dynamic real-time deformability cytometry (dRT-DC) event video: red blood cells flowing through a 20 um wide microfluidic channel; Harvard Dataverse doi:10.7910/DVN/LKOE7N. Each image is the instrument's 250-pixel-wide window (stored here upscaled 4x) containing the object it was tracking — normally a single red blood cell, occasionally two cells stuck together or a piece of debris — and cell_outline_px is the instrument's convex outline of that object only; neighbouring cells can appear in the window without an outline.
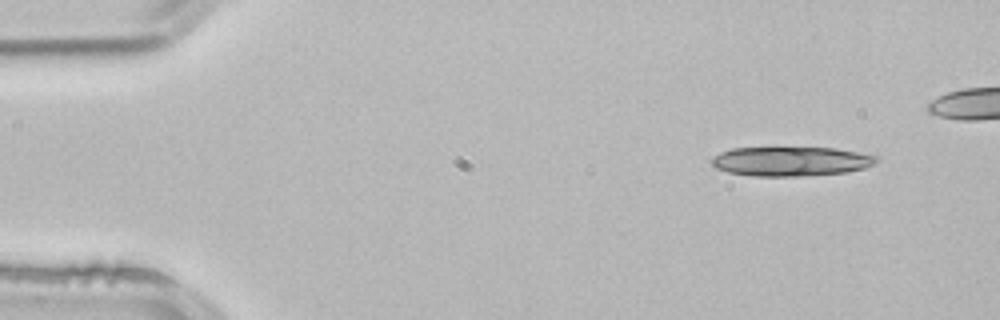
{"species": "common noctule bat (a hibernating species)", "species_latin": "Nyctalus noctula", "temperature_condition": "room temperature", "stored_images_in_passage": 4, "segment_of_instrument_passage": [2, 2], "camera_frame_rate_fps": 3000, "um_per_image_px": 0.085, "animal": {"sex": "male", "body_mass_g": 21.5, "forearm_length_mm": 52.0}, "frame": {"image": 1, "passage_image": 4, "time_ms": 1.0, "image_size_px": [1000, 320], "cell_outline_px": [[880, 160], [876, 164], [864, 168], [848, 172], [800, 176], [752, 176], [728, 172], [716, 168], [708, 160], [712, 156], [720, 152], [732, 148], [776, 144], [836, 148], [880, 156]], "centroid_in_image_um": [67.2, 13.65], "position_along_channel_um": 17.8, "area_um2": 30.0}}